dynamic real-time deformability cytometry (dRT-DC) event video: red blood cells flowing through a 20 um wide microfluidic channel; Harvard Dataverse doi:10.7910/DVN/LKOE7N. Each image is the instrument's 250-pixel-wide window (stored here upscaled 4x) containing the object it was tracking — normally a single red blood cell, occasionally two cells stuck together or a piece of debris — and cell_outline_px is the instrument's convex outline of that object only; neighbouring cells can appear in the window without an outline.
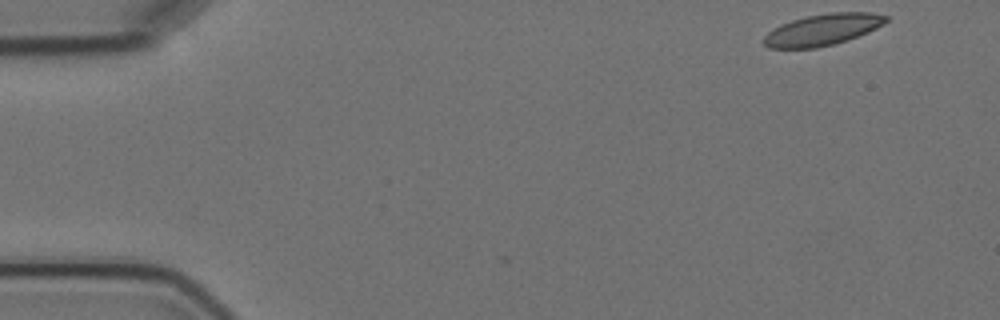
{"species": "Egyptian fruit bat (a non-hibernating species)", "species_latin": "Rousettus aegyptiacus", "temperature_condition": "cold", "stored_images_in_passage": 6, "camera_frame_rate_fps": 3000, "um_per_image_px": 0.085, "animal": {"sex": "female"}, "frame": {"image": 1, "passage_image": 1, "time_ms": 0.0, "image_size_px": [1000, 320], "cell_outline_px": [[892, 16], [884, 24], [868, 32], [832, 44], [816, 48], [768, 48], [764, 44], [764, 36], [768, 32], [780, 24], [792, 20], [808, 16], [832, 12], [872, 12]], "centroid_in_image_um": [69.95, 2.51], "position_along_channel_um": 15.1, "area_um2": 22.25}}
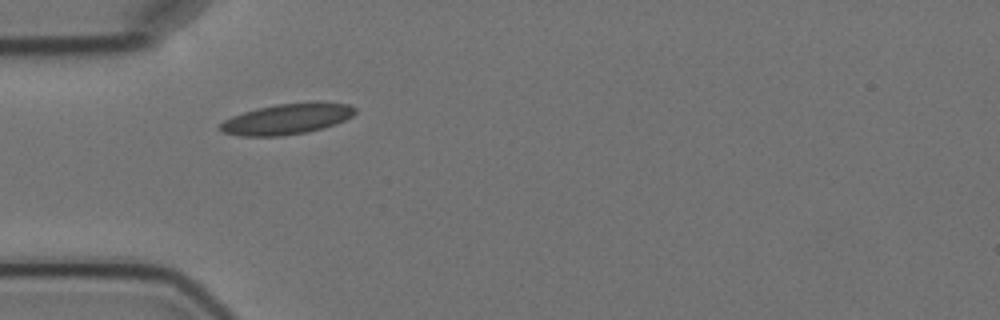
{"frame": {"image": 2, "passage_image": 5, "time_ms": 4.333, "image_size_px": [1000, 320], "cell_outline_px": [[356, 112], [352, 116], [336, 124], [324, 128], [308, 132], [280, 136], [240, 136], [220, 132], [216, 128], [224, 120], [232, 116], [256, 108], [276, 104], [348, 104], [356, 108]], "centroid_in_image_um": [24.3, 10.16], "position_along_channel_um": 60.7, "area_um2": 23.7}}
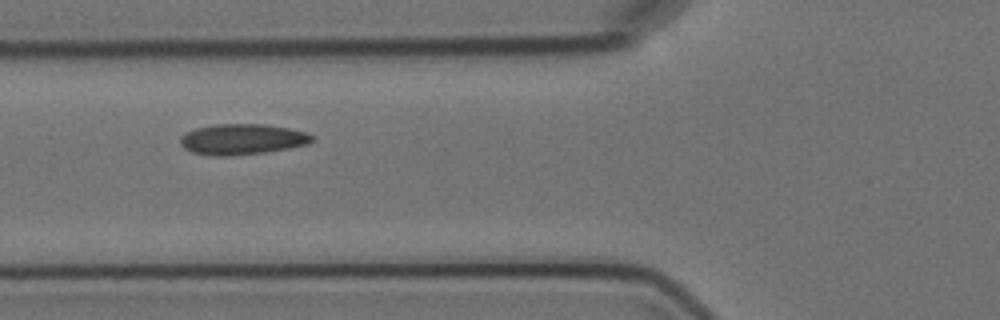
{"frame": {"image": 3, "passage_image": 6, "time_ms": 5.667, "image_size_px": [1000, 320], "cell_outline_px": [[316, 140], [308, 144], [288, 148], [264, 152], [228, 156], [216, 156], [192, 152], [184, 148], [180, 144], [180, 136], [184, 132], [196, 128], [212, 124], [264, 124], [288, 128], [308, 132], [316, 136]], "centroid_in_image_um": [20.6, 11.83], "position_along_channel_um": 105.2, "area_um2": 23.81}}